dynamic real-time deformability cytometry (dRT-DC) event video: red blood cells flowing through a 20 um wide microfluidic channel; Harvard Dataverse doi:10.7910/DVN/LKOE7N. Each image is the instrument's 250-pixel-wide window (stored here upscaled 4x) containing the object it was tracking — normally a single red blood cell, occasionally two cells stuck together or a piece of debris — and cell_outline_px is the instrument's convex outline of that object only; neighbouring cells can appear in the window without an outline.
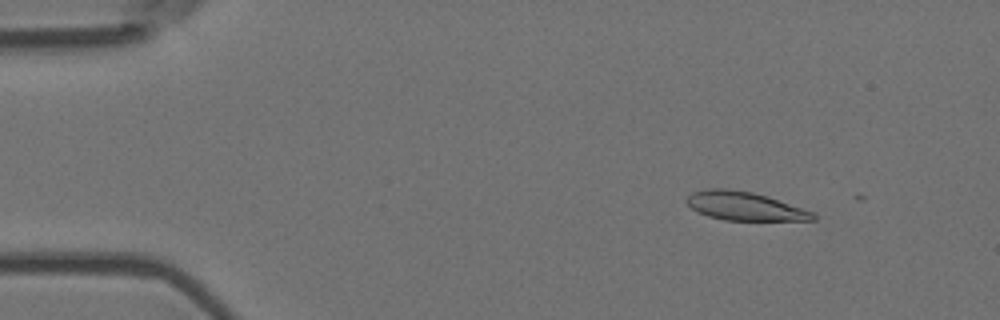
{"species": "Egyptian fruit bat (a non-hibernating species)", "species_latin": "Rousettus aegyptiacus", "temperature_condition": "room temperature", "stored_images_in_passage": 6, "camera_frame_rate_fps": 3000, "um_per_image_px": 0.085, "animal": {"sex": "female"}, "frame": {"image": 1, "passage_image": 2, "time_ms": 0.333, "image_size_px": [1000, 320], "cell_outline_px": [[816, 220], [724, 220], [708, 216], [692, 208], [688, 204], [688, 196], [692, 192], [708, 188], [724, 188], [752, 192], [768, 196], [816, 212]], "centroid_in_image_um": [63.35, 17.52], "position_along_channel_um": 21.6, "area_um2": 20.98}}
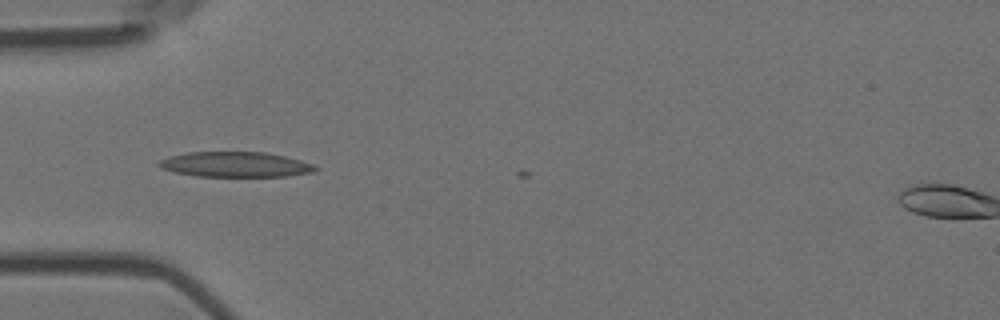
{"frame": {"image": 2, "passage_image": 5, "time_ms": 1.333, "image_size_px": [1000, 320], "cell_outline_px": [[320, 168], [316, 172], [288, 176], [196, 176], [176, 172], [160, 168], [156, 164], [160, 160], [172, 156], [188, 152], [264, 152], [284, 156], [300, 160], [312, 164]], "centroid_in_image_um": [20.04, 13.98], "position_along_channel_um": 65.0, "area_um2": 22.89}}